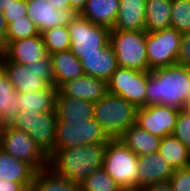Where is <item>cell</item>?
<instances>
[{
    "mask_svg": "<svg viewBox=\"0 0 190 191\" xmlns=\"http://www.w3.org/2000/svg\"><path fill=\"white\" fill-rule=\"evenodd\" d=\"M107 142L55 150L48 167L61 177L81 184L91 173L103 167Z\"/></svg>",
    "mask_w": 190,
    "mask_h": 191,
    "instance_id": "obj_1",
    "label": "cell"
},
{
    "mask_svg": "<svg viewBox=\"0 0 190 191\" xmlns=\"http://www.w3.org/2000/svg\"><path fill=\"white\" fill-rule=\"evenodd\" d=\"M190 90V68L171 65L149 71L147 106L162 104L183 109Z\"/></svg>",
    "mask_w": 190,
    "mask_h": 191,
    "instance_id": "obj_2",
    "label": "cell"
},
{
    "mask_svg": "<svg viewBox=\"0 0 190 191\" xmlns=\"http://www.w3.org/2000/svg\"><path fill=\"white\" fill-rule=\"evenodd\" d=\"M138 108L122 96L107 93L94 103V119L110 139H118L136 123Z\"/></svg>",
    "mask_w": 190,
    "mask_h": 191,
    "instance_id": "obj_3",
    "label": "cell"
},
{
    "mask_svg": "<svg viewBox=\"0 0 190 191\" xmlns=\"http://www.w3.org/2000/svg\"><path fill=\"white\" fill-rule=\"evenodd\" d=\"M2 66L14 89L20 93L39 91L53 86L51 58L47 55L37 63L22 65L4 57Z\"/></svg>",
    "mask_w": 190,
    "mask_h": 191,
    "instance_id": "obj_4",
    "label": "cell"
},
{
    "mask_svg": "<svg viewBox=\"0 0 190 191\" xmlns=\"http://www.w3.org/2000/svg\"><path fill=\"white\" fill-rule=\"evenodd\" d=\"M121 188L139 187L138 156L119 139H110L102 167Z\"/></svg>",
    "mask_w": 190,
    "mask_h": 191,
    "instance_id": "obj_5",
    "label": "cell"
},
{
    "mask_svg": "<svg viewBox=\"0 0 190 191\" xmlns=\"http://www.w3.org/2000/svg\"><path fill=\"white\" fill-rule=\"evenodd\" d=\"M110 45L118 67L150 71L146 51V31L110 30Z\"/></svg>",
    "mask_w": 190,
    "mask_h": 191,
    "instance_id": "obj_6",
    "label": "cell"
},
{
    "mask_svg": "<svg viewBox=\"0 0 190 191\" xmlns=\"http://www.w3.org/2000/svg\"><path fill=\"white\" fill-rule=\"evenodd\" d=\"M57 122L56 111L21 110L10 126L26 132L49 157L54 152Z\"/></svg>",
    "mask_w": 190,
    "mask_h": 191,
    "instance_id": "obj_7",
    "label": "cell"
},
{
    "mask_svg": "<svg viewBox=\"0 0 190 191\" xmlns=\"http://www.w3.org/2000/svg\"><path fill=\"white\" fill-rule=\"evenodd\" d=\"M0 147L17 160L30 164L36 171L48 167V156L24 131L2 126Z\"/></svg>",
    "mask_w": 190,
    "mask_h": 191,
    "instance_id": "obj_8",
    "label": "cell"
},
{
    "mask_svg": "<svg viewBox=\"0 0 190 191\" xmlns=\"http://www.w3.org/2000/svg\"><path fill=\"white\" fill-rule=\"evenodd\" d=\"M182 34L169 27L152 33L146 32V51L150 71L176 64Z\"/></svg>",
    "mask_w": 190,
    "mask_h": 191,
    "instance_id": "obj_9",
    "label": "cell"
},
{
    "mask_svg": "<svg viewBox=\"0 0 190 191\" xmlns=\"http://www.w3.org/2000/svg\"><path fill=\"white\" fill-rule=\"evenodd\" d=\"M110 138L94 118L82 122H57L54 151L74 146L108 142Z\"/></svg>",
    "mask_w": 190,
    "mask_h": 191,
    "instance_id": "obj_10",
    "label": "cell"
},
{
    "mask_svg": "<svg viewBox=\"0 0 190 191\" xmlns=\"http://www.w3.org/2000/svg\"><path fill=\"white\" fill-rule=\"evenodd\" d=\"M148 77L149 71L118 67L107 81L108 92L122 96L137 108L145 107Z\"/></svg>",
    "mask_w": 190,
    "mask_h": 191,
    "instance_id": "obj_11",
    "label": "cell"
},
{
    "mask_svg": "<svg viewBox=\"0 0 190 191\" xmlns=\"http://www.w3.org/2000/svg\"><path fill=\"white\" fill-rule=\"evenodd\" d=\"M72 53L98 52L110 42V30L93 24L80 14L68 25Z\"/></svg>",
    "mask_w": 190,
    "mask_h": 191,
    "instance_id": "obj_12",
    "label": "cell"
},
{
    "mask_svg": "<svg viewBox=\"0 0 190 191\" xmlns=\"http://www.w3.org/2000/svg\"><path fill=\"white\" fill-rule=\"evenodd\" d=\"M180 109L154 104L140 107L136 113V125L160 138L173 134Z\"/></svg>",
    "mask_w": 190,
    "mask_h": 191,
    "instance_id": "obj_13",
    "label": "cell"
},
{
    "mask_svg": "<svg viewBox=\"0 0 190 191\" xmlns=\"http://www.w3.org/2000/svg\"><path fill=\"white\" fill-rule=\"evenodd\" d=\"M27 15L37 26L40 34L48 29L68 26L79 15L74 9L57 10L46 0H26Z\"/></svg>",
    "mask_w": 190,
    "mask_h": 191,
    "instance_id": "obj_14",
    "label": "cell"
},
{
    "mask_svg": "<svg viewBox=\"0 0 190 191\" xmlns=\"http://www.w3.org/2000/svg\"><path fill=\"white\" fill-rule=\"evenodd\" d=\"M58 91L67 98L82 99L95 103L108 93V86L105 80L83 75L63 83Z\"/></svg>",
    "mask_w": 190,
    "mask_h": 191,
    "instance_id": "obj_15",
    "label": "cell"
},
{
    "mask_svg": "<svg viewBox=\"0 0 190 191\" xmlns=\"http://www.w3.org/2000/svg\"><path fill=\"white\" fill-rule=\"evenodd\" d=\"M81 61L85 75L108 81L118 68L115 53L110 42L98 52L74 53Z\"/></svg>",
    "mask_w": 190,
    "mask_h": 191,
    "instance_id": "obj_16",
    "label": "cell"
},
{
    "mask_svg": "<svg viewBox=\"0 0 190 191\" xmlns=\"http://www.w3.org/2000/svg\"><path fill=\"white\" fill-rule=\"evenodd\" d=\"M47 55L41 35L11 41L5 47V57L22 65L35 64Z\"/></svg>",
    "mask_w": 190,
    "mask_h": 191,
    "instance_id": "obj_17",
    "label": "cell"
},
{
    "mask_svg": "<svg viewBox=\"0 0 190 191\" xmlns=\"http://www.w3.org/2000/svg\"><path fill=\"white\" fill-rule=\"evenodd\" d=\"M174 171L158 152L138 157L139 187L141 188L149 184L169 182Z\"/></svg>",
    "mask_w": 190,
    "mask_h": 191,
    "instance_id": "obj_18",
    "label": "cell"
},
{
    "mask_svg": "<svg viewBox=\"0 0 190 191\" xmlns=\"http://www.w3.org/2000/svg\"><path fill=\"white\" fill-rule=\"evenodd\" d=\"M53 69V86L58 89L63 83L85 75L80 59L70 50L49 55Z\"/></svg>",
    "mask_w": 190,
    "mask_h": 191,
    "instance_id": "obj_19",
    "label": "cell"
},
{
    "mask_svg": "<svg viewBox=\"0 0 190 191\" xmlns=\"http://www.w3.org/2000/svg\"><path fill=\"white\" fill-rule=\"evenodd\" d=\"M146 0H120L113 30L145 31Z\"/></svg>",
    "mask_w": 190,
    "mask_h": 191,
    "instance_id": "obj_20",
    "label": "cell"
},
{
    "mask_svg": "<svg viewBox=\"0 0 190 191\" xmlns=\"http://www.w3.org/2000/svg\"><path fill=\"white\" fill-rule=\"evenodd\" d=\"M55 111L58 121L82 122L94 118V103L82 99L67 98L58 91Z\"/></svg>",
    "mask_w": 190,
    "mask_h": 191,
    "instance_id": "obj_21",
    "label": "cell"
},
{
    "mask_svg": "<svg viewBox=\"0 0 190 191\" xmlns=\"http://www.w3.org/2000/svg\"><path fill=\"white\" fill-rule=\"evenodd\" d=\"M120 0H88L80 15L93 24L113 30Z\"/></svg>",
    "mask_w": 190,
    "mask_h": 191,
    "instance_id": "obj_22",
    "label": "cell"
},
{
    "mask_svg": "<svg viewBox=\"0 0 190 191\" xmlns=\"http://www.w3.org/2000/svg\"><path fill=\"white\" fill-rule=\"evenodd\" d=\"M118 139L138 157L158 152L161 141L160 137L148 133L136 124L129 127Z\"/></svg>",
    "mask_w": 190,
    "mask_h": 191,
    "instance_id": "obj_23",
    "label": "cell"
},
{
    "mask_svg": "<svg viewBox=\"0 0 190 191\" xmlns=\"http://www.w3.org/2000/svg\"><path fill=\"white\" fill-rule=\"evenodd\" d=\"M36 172L30 164L17 160L0 147V178L20 184H34Z\"/></svg>",
    "mask_w": 190,
    "mask_h": 191,
    "instance_id": "obj_24",
    "label": "cell"
},
{
    "mask_svg": "<svg viewBox=\"0 0 190 191\" xmlns=\"http://www.w3.org/2000/svg\"><path fill=\"white\" fill-rule=\"evenodd\" d=\"M19 92H17L5 74V70L0 65V126L10 125L17 114L21 111L17 102Z\"/></svg>",
    "mask_w": 190,
    "mask_h": 191,
    "instance_id": "obj_25",
    "label": "cell"
},
{
    "mask_svg": "<svg viewBox=\"0 0 190 191\" xmlns=\"http://www.w3.org/2000/svg\"><path fill=\"white\" fill-rule=\"evenodd\" d=\"M172 0H146L145 31L152 33L171 27Z\"/></svg>",
    "mask_w": 190,
    "mask_h": 191,
    "instance_id": "obj_26",
    "label": "cell"
},
{
    "mask_svg": "<svg viewBox=\"0 0 190 191\" xmlns=\"http://www.w3.org/2000/svg\"><path fill=\"white\" fill-rule=\"evenodd\" d=\"M58 89L49 86L44 90L20 93L17 102L21 110H33L35 112L55 111Z\"/></svg>",
    "mask_w": 190,
    "mask_h": 191,
    "instance_id": "obj_27",
    "label": "cell"
},
{
    "mask_svg": "<svg viewBox=\"0 0 190 191\" xmlns=\"http://www.w3.org/2000/svg\"><path fill=\"white\" fill-rule=\"evenodd\" d=\"M158 153L174 170L190 167V150L173 134L161 138Z\"/></svg>",
    "mask_w": 190,
    "mask_h": 191,
    "instance_id": "obj_28",
    "label": "cell"
},
{
    "mask_svg": "<svg viewBox=\"0 0 190 191\" xmlns=\"http://www.w3.org/2000/svg\"><path fill=\"white\" fill-rule=\"evenodd\" d=\"M33 191H82L81 184L53 172L49 167L36 172Z\"/></svg>",
    "mask_w": 190,
    "mask_h": 191,
    "instance_id": "obj_29",
    "label": "cell"
},
{
    "mask_svg": "<svg viewBox=\"0 0 190 191\" xmlns=\"http://www.w3.org/2000/svg\"><path fill=\"white\" fill-rule=\"evenodd\" d=\"M47 54L70 50L71 40L68 26L61 25L41 33Z\"/></svg>",
    "mask_w": 190,
    "mask_h": 191,
    "instance_id": "obj_30",
    "label": "cell"
},
{
    "mask_svg": "<svg viewBox=\"0 0 190 191\" xmlns=\"http://www.w3.org/2000/svg\"><path fill=\"white\" fill-rule=\"evenodd\" d=\"M81 189L82 191H120L121 187L103 168H100L81 183Z\"/></svg>",
    "mask_w": 190,
    "mask_h": 191,
    "instance_id": "obj_31",
    "label": "cell"
},
{
    "mask_svg": "<svg viewBox=\"0 0 190 191\" xmlns=\"http://www.w3.org/2000/svg\"><path fill=\"white\" fill-rule=\"evenodd\" d=\"M36 35H41L37 26L31 21L28 15L23 18L14 19V22L8 24L6 35V46L15 40L30 38Z\"/></svg>",
    "mask_w": 190,
    "mask_h": 191,
    "instance_id": "obj_32",
    "label": "cell"
},
{
    "mask_svg": "<svg viewBox=\"0 0 190 191\" xmlns=\"http://www.w3.org/2000/svg\"><path fill=\"white\" fill-rule=\"evenodd\" d=\"M171 27L181 34L190 31V0H172Z\"/></svg>",
    "mask_w": 190,
    "mask_h": 191,
    "instance_id": "obj_33",
    "label": "cell"
},
{
    "mask_svg": "<svg viewBox=\"0 0 190 191\" xmlns=\"http://www.w3.org/2000/svg\"><path fill=\"white\" fill-rule=\"evenodd\" d=\"M173 135L190 150V112L179 111Z\"/></svg>",
    "mask_w": 190,
    "mask_h": 191,
    "instance_id": "obj_34",
    "label": "cell"
},
{
    "mask_svg": "<svg viewBox=\"0 0 190 191\" xmlns=\"http://www.w3.org/2000/svg\"><path fill=\"white\" fill-rule=\"evenodd\" d=\"M169 183L174 191H190V167L176 169Z\"/></svg>",
    "mask_w": 190,
    "mask_h": 191,
    "instance_id": "obj_35",
    "label": "cell"
},
{
    "mask_svg": "<svg viewBox=\"0 0 190 191\" xmlns=\"http://www.w3.org/2000/svg\"><path fill=\"white\" fill-rule=\"evenodd\" d=\"M2 13L6 19L7 24L14 22V19L23 18V16L27 15V1L17 0L14 4L6 8V10Z\"/></svg>",
    "mask_w": 190,
    "mask_h": 191,
    "instance_id": "obj_36",
    "label": "cell"
},
{
    "mask_svg": "<svg viewBox=\"0 0 190 191\" xmlns=\"http://www.w3.org/2000/svg\"><path fill=\"white\" fill-rule=\"evenodd\" d=\"M176 64L190 68V31L182 34L181 45Z\"/></svg>",
    "mask_w": 190,
    "mask_h": 191,
    "instance_id": "obj_37",
    "label": "cell"
},
{
    "mask_svg": "<svg viewBox=\"0 0 190 191\" xmlns=\"http://www.w3.org/2000/svg\"><path fill=\"white\" fill-rule=\"evenodd\" d=\"M33 184H20L0 178V191H30Z\"/></svg>",
    "mask_w": 190,
    "mask_h": 191,
    "instance_id": "obj_38",
    "label": "cell"
},
{
    "mask_svg": "<svg viewBox=\"0 0 190 191\" xmlns=\"http://www.w3.org/2000/svg\"><path fill=\"white\" fill-rule=\"evenodd\" d=\"M143 191H174L169 182L149 184L142 187Z\"/></svg>",
    "mask_w": 190,
    "mask_h": 191,
    "instance_id": "obj_39",
    "label": "cell"
},
{
    "mask_svg": "<svg viewBox=\"0 0 190 191\" xmlns=\"http://www.w3.org/2000/svg\"><path fill=\"white\" fill-rule=\"evenodd\" d=\"M7 30H8V24L3 16V13L0 11V41L4 43L5 47H6Z\"/></svg>",
    "mask_w": 190,
    "mask_h": 191,
    "instance_id": "obj_40",
    "label": "cell"
},
{
    "mask_svg": "<svg viewBox=\"0 0 190 191\" xmlns=\"http://www.w3.org/2000/svg\"><path fill=\"white\" fill-rule=\"evenodd\" d=\"M49 4L57 10L71 8L69 0H46Z\"/></svg>",
    "mask_w": 190,
    "mask_h": 191,
    "instance_id": "obj_41",
    "label": "cell"
},
{
    "mask_svg": "<svg viewBox=\"0 0 190 191\" xmlns=\"http://www.w3.org/2000/svg\"><path fill=\"white\" fill-rule=\"evenodd\" d=\"M87 1L88 0H69L71 8L74 9L78 14H80L85 8Z\"/></svg>",
    "mask_w": 190,
    "mask_h": 191,
    "instance_id": "obj_42",
    "label": "cell"
},
{
    "mask_svg": "<svg viewBox=\"0 0 190 191\" xmlns=\"http://www.w3.org/2000/svg\"><path fill=\"white\" fill-rule=\"evenodd\" d=\"M17 0H0V11L3 12L10 5L14 4Z\"/></svg>",
    "mask_w": 190,
    "mask_h": 191,
    "instance_id": "obj_43",
    "label": "cell"
},
{
    "mask_svg": "<svg viewBox=\"0 0 190 191\" xmlns=\"http://www.w3.org/2000/svg\"><path fill=\"white\" fill-rule=\"evenodd\" d=\"M5 57V46L4 43L0 41V65L2 64Z\"/></svg>",
    "mask_w": 190,
    "mask_h": 191,
    "instance_id": "obj_44",
    "label": "cell"
},
{
    "mask_svg": "<svg viewBox=\"0 0 190 191\" xmlns=\"http://www.w3.org/2000/svg\"><path fill=\"white\" fill-rule=\"evenodd\" d=\"M184 110L190 112V90L188 91V96L184 104Z\"/></svg>",
    "mask_w": 190,
    "mask_h": 191,
    "instance_id": "obj_45",
    "label": "cell"
},
{
    "mask_svg": "<svg viewBox=\"0 0 190 191\" xmlns=\"http://www.w3.org/2000/svg\"><path fill=\"white\" fill-rule=\"evenodd\" d=\"M120 191H143L141 187H134V188H121Z\"/></svg>",
    "mask_w": 190,
    "mask_h": 191,
    "instance_id": "obj_46",
    "label": "cell"
},
{
    "mask_svg": "<svg viewBox=\"0 0 190 191\" xmlns=\"http://www.w3.org/2000/svg\"><path fill=\"white\" fill-rule=\"evenodd\" d=\"M1 129H2V126H0V140H1Z\"/></svg>",
    "mask_w": 190,
    "mask_h": 191,
    "instance_id": "obj_47",
    "label": "cell"
}]
</instances>
